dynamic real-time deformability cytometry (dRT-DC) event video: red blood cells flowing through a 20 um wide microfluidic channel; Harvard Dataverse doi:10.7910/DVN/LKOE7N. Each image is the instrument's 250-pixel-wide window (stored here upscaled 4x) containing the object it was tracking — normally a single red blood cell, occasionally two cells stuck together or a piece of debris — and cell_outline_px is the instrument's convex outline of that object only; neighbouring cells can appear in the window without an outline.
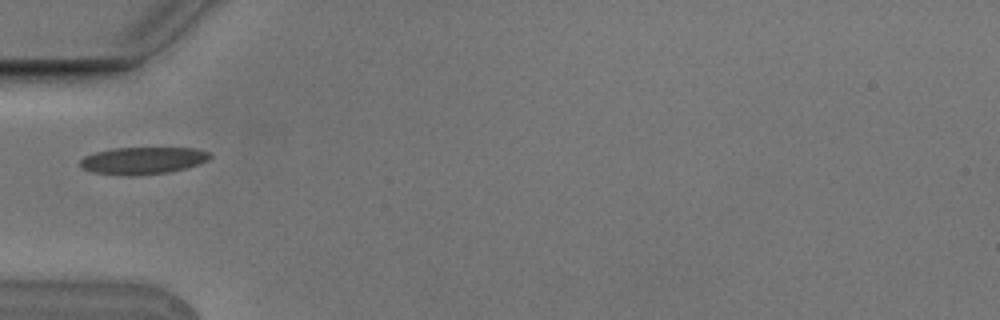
{"species": "Egyptian fruit bat (a non-hibernating species)", "species_latin": "Rousettus aegyptiacus", "temperature_condition": "cold", "stored_images_in_passage": 1, "camera_frame_rate_fps": 3000, "um_per_image_px": 0.085, "animal": {"sex": "male"}, "frame": {"image": 1, "passage_image": 1, "time_ms": 0.0, "image_size_px": [1000, 320], "cell_outline_px": [[212, 156], [208, 160], [184, 168], [168, 172], [132, 176], [128, 176], [92, 172], [80, 168], [80, 160], [84, 156], [96, 152], [112, 148], [196, 148], [208, 152]], "centroid_in_image_um": [12.09, 13.65], "position_along_channel_um": 72.9, "area_um2": 20.46}}